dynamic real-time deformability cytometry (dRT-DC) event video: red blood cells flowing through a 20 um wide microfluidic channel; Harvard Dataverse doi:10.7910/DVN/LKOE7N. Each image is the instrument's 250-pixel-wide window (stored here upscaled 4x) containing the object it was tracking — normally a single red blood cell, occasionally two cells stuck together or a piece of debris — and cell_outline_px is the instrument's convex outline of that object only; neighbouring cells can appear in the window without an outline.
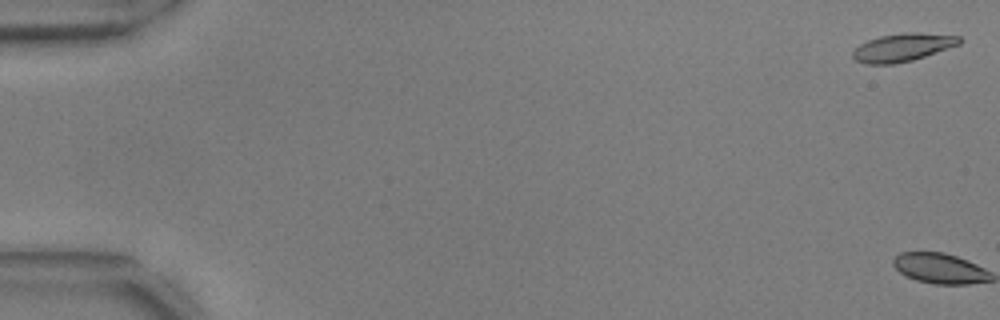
{"species": "common noctule bat (a hibernating species)", "species_latin": "Nyctalus noctula", "temperature_condition": "warm", "stored_images_in_passage": 3, "camera_frame_rate_fps": 3000, "um_per_image_px": 0.085, "animal": {"sex": "male", "body_mass_g": 17.9, "forearm_length_mm": 54.2}, "frame": {"image": 1, "passage_image": 2, "time_ms": 0.333, "image_size_px": [1000, 320], "cell_outline_px": [[964, 40], [960, 44], [912, 60], [892, 64], [864, 64], [856, 60], [852, 56], [852, 52], [860, 44], [868, 40], [880, 36], [904, 32], [916, 32], [960, 36]], "centroid_in_image_um": [76.73, 4.02], "position_along_channel_um": 8.3, "area_um2": 17.34}}